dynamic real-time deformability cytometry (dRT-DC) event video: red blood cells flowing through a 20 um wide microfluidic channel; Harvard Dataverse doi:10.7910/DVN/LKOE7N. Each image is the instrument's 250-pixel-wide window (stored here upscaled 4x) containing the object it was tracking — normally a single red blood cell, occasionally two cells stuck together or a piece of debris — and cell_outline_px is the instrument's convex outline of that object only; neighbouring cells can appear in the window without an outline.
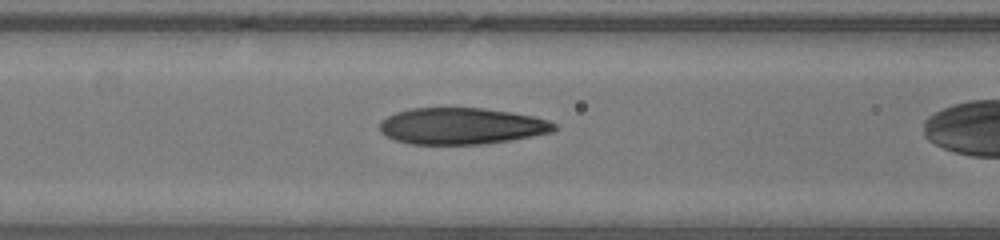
{"species": "human", "species_latin": "Homo sapiens", "temperature_condition": "warm", "stored_images_in_passage": 27, "camera_frame_rate_fps": 3000, "um_per_image_px": 0.085, "donor": {"sex": "male"}, "frame": {"image": 1, "passage_image": 9, "time_ms": 2.667, "image_size_px": [1000, 240], "cell_outline_px": [[556, 128], [552, 132], [508, 140], [480, 144], [412, 144], [396, 140], [380, 132], [380, 124], [388, 116], [396, 112], [412, 108], [480, 108], [508, 112], [532, 116], [548, 120], [556, 124]], "centroid_in_image_um": [39.22, 10.71], "position_along_channel_um": 127.4, "area_um2": 36.59}}
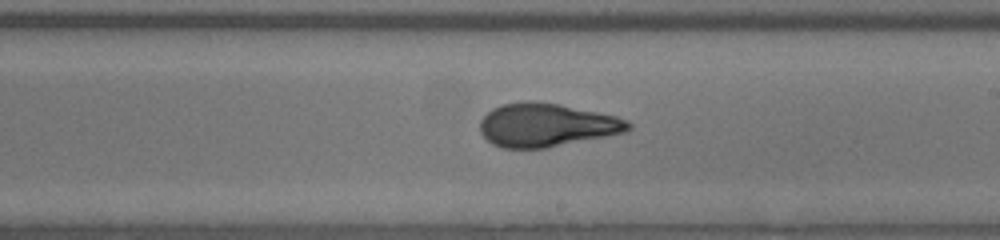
{"frame": {"image": 2, "passage_image": 17, "time_ms": 5.333, "image_size_px": [1000, 240], "cell_outline_px": [[632, 128], [624, 132], [544, 148], [504, 148], [492, 144], [480, 132], [480, 120], [492, 108], [500, 104], [524, 100], [532, 100], [560, 104], [616, 116], [632, 124]], "centroid_in_image_um": [46.4, 10.61], "position_along_channel_um": 242.6, "area_um2": 37.34}}
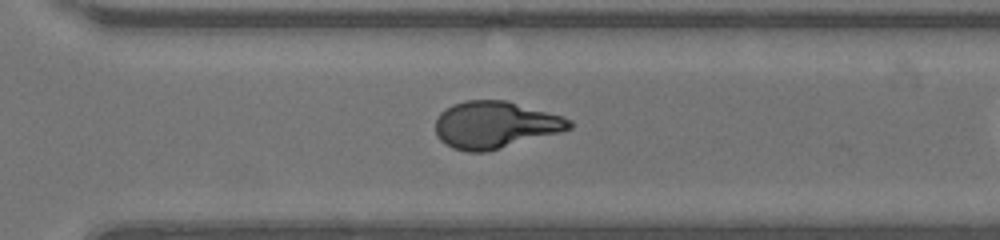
{"frame": {"image": 3, "passage_image": 23, "time_ms": 7.333, "image_size_px": [1000, 240], "cell_outline_px": [[572, 128], [488, 152], [468, 152], [452, 148], [444, 144], [436, 136], [436, 120], [440, 112], [452, 104], [464, 100], [504, 100], [560, 116], [572, 120]], "centroid_in_image_um": [42.01, 10.62], "position_along_channel_um": 328.6, "area_um2": 36.41}}